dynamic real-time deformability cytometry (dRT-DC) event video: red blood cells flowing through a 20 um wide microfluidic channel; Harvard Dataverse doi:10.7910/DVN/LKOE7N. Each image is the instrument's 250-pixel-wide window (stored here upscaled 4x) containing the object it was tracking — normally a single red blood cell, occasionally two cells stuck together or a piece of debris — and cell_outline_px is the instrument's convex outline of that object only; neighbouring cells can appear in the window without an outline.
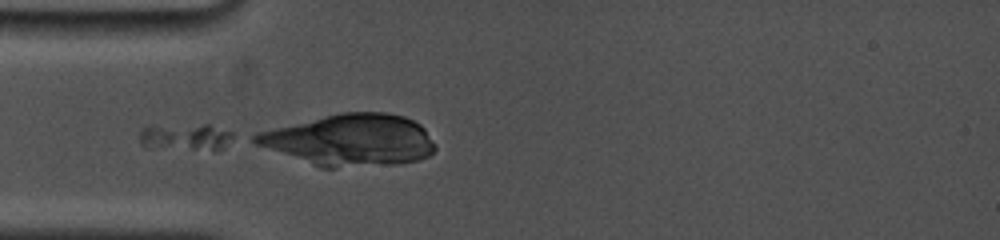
{"species": "common noctule bat (a hibernating species)", "species_latin": "Nyctalus noctula", "temperature_condition": "cold", "stored_images_in_passage": 13, "camera_frame_rate_fps": 5000, "um_per_image_px": 0.085, "animal": {"sex": "female", "body_mass_g": 19.0, "forearm_length_mm": 53.3}, "frame": {"image": 1, "passage_image": 1, "time_ms": 0.0, "image_size_px": [1000, 240], "cell_outline_px": [[232, 136], [220, 148], [192, 148], [140, 144], [140, 128], [148, 124], [208, 124], [232, 132]], "centroid_in_image_um": [15.68, 11.53], "position_along_channel_um": 69.3, "area_um2": 13.87}}
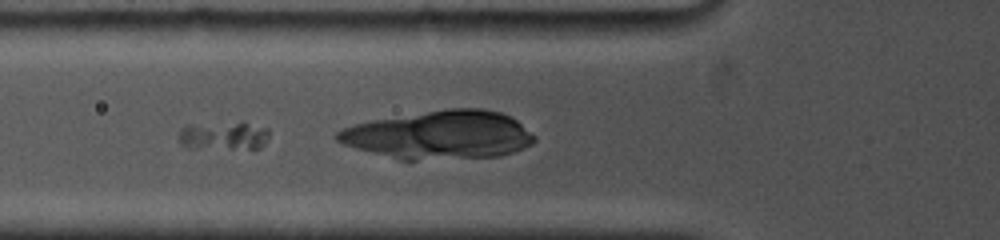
{"frame": {"image": 2, "passage_image": 7, "time_ms": 1.0, "image_size_px": [1000, 240], "cell_outline_px": [[268, 136], [264, 144], [260, 148], [192, 148], [180, 144], [180, 128], [184, 124], [248, 124], [268, 128]], "centroid_in_image_um": [18.96, 11.56], "position_along_channel_um": 106.8, "area_um2": 14.45}}
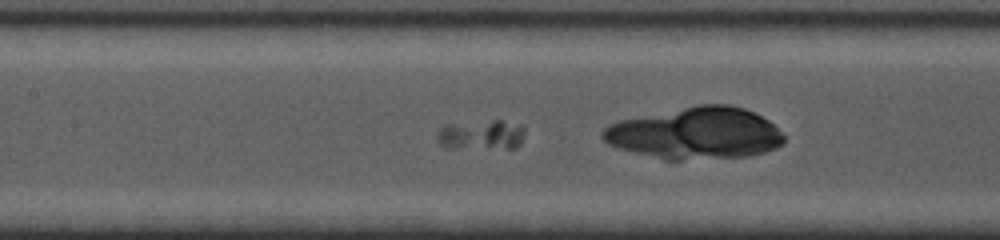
{"frame": {"image": 3, "passage_image": 13, "time_ms": 2.6, "image_size_px": [1000, 240], "cell_outline_px": [[524, 136], [520, 144], [516, 148], [444, 148], [440, 144], [436, 136], [440, 128], [444, 124], [492, 120], [500, 120], [524, 124]], "centroid_in_image_um": [40.92, 11.45], "position_along_channel_um": 166.5, "area_um2": 15.66}}